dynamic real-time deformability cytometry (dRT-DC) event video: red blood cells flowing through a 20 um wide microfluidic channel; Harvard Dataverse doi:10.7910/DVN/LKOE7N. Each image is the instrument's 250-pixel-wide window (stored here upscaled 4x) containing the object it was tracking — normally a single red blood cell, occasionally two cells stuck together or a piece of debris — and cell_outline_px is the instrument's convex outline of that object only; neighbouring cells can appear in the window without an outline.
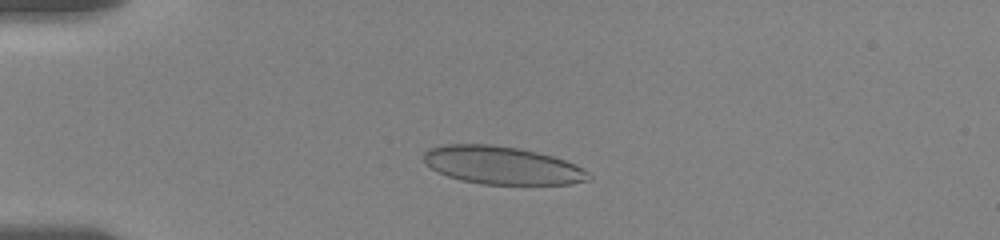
{"species": "human", "species_latin": "Homo sapiens", "temperature_condition": "room temperature", "stored_images_in_passage": 17, "camera_frame_rate_fps": 3000, "um_per_image_px": 0.085, "donor": {"sex": "female"}, "frame": {"image": 1, "passage_image": 10, "time_ms": 4.0, "image_size_px": [1000, 240], "cell_outline_px": [[592, 176], [588, 180], [568, 184], [480, 184], [460, 180], [448, 176], [424, 164], [424, 152], [428, 148], [444, 144], [492, 144], [520, 148], [552, 156], [564, 160], [588, 172]], "centroid_in_image_um": [42.62, 14.04], "position_along_channel_um": 42.4, "area_um2": 36.3}}
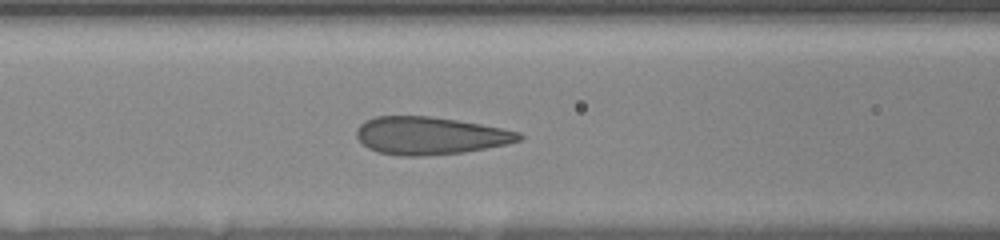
{"frame": {"image": 2, "passage_image": 15, "time_ms": 7.333, "image_size_px": [1000, 240], "cell_outline_px": [[524, 136], [520, 140], [508, 144], [464, 152], [420, 156], [400, 156], [380, 152], [368, 148], [356, 136], [356, 128], [364, 120], [376, 116], [428, 116], [456, 120], [480, 124], [520, 132]], "centroid_in_image_um": [36.54, 11.53], "position_along_channel_um": 130.1, "area_um2": 35.55}}
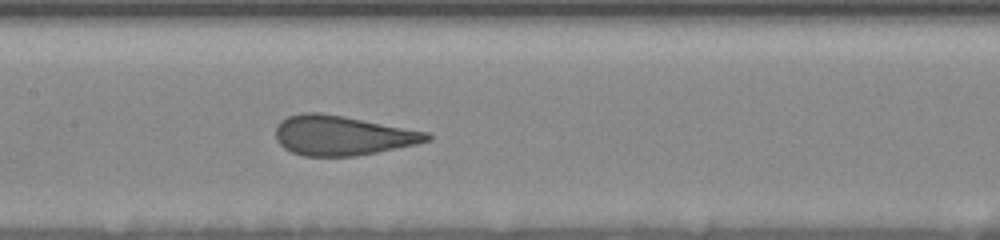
{"frame": {"image": 3, "passage_image": 17, "time_ms": 8.667, "image_size_px": [1000, 240], "cell_outline_px": [[432, 140], [416, 144], [356, 156], [304, 156], [292, 152], [284, 148], [276, 140], [276, 124], [280, 120], [288, 116], [300, 112], [320, 112], [344, 116], [428, 132], [432, 136]], "centroid_in_image_um": [29.06, 11.5], "position_along_channel_um": 178.3, "area_um2": 35.08}}